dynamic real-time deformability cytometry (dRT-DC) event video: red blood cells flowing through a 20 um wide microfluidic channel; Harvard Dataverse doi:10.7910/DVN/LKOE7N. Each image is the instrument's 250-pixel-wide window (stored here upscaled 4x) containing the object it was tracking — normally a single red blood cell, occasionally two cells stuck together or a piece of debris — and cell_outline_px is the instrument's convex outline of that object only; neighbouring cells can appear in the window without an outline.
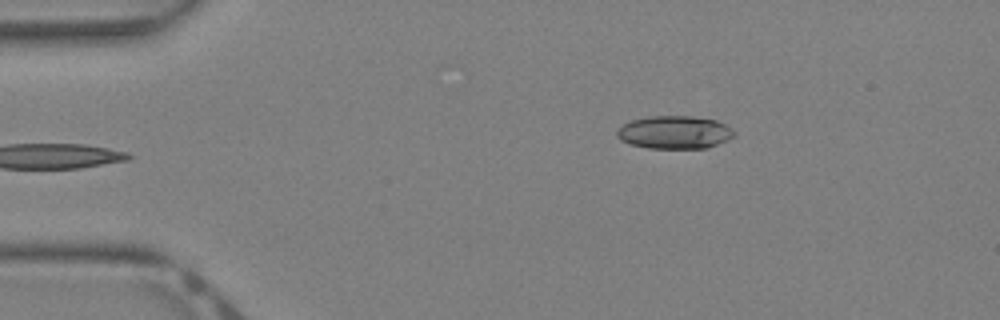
{"species": "Egyptian fruit bat (a non-hibernating species)", "species_latin": "Rousettus aegyptiacus", "temperature_condition": "warm", "stored_images_in_passage": 34, "camera_frame_rate_fps": 3000, "um_per_image_px": 0.085, "animal": {"sex": "female"}, "frame": {"image": 1, "passage_image": 1, "time_ms": 0.0, "image_size_px": [1000, 320], "cell_outline_px": [[736, 136], [728, 140], [708, 148], [648, 148], [628, 144], [620, 140], [616, 136], [616, 132], [624, 124], [632, 120], [648, 116], [692, 116], [716, 120], [732, 128], [736, 132]], "centroid_in_image_um": [57.36, 11.25], "position_along_channel_um": 27.6, "area_um2": 22.72}}
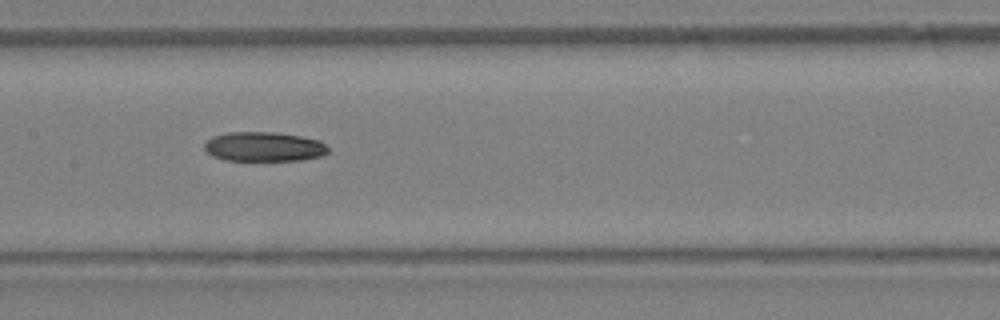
{"frame": {"image": 2, "passage_image": 14, "time_ms": 4.333, "image_size_px": [1000, 320], "cell_outline_px": [[328, 152], [324, 156], [300, 160], [224, 160], [212, 156], [204, 148], [204, 144], [212, 136], [228, 132], [272, 132], [300, 136], [320, 140], [328, 148]], "centroid_in_image_um": [22.44, 12.47], "position_along_channel_um": 185.0, "area_um2": 21.27}}
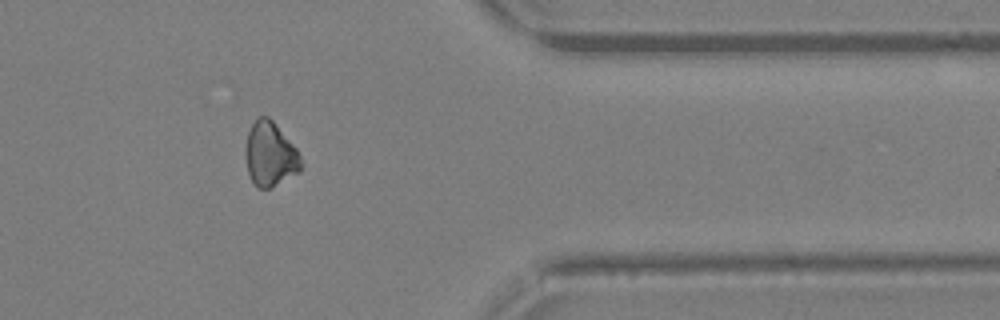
{"frame": {"image": 3, "passage_image": 27, "time_ms": 8.667, "image_size_px": [1000, 320], "cell_outline_px": [[304, 164], [296, 172], [268, 188], [260, 188], [252, 180], [248, 172], [244, 156], [244, 148], [248, 132], [252, 124], [260, 116], [268, 116], [272, 120], [296, 148]], "centroid_in_image_um": [22.93, 13.08], "position_along_channel_um": 388.5, "area_um2": 20.4}}